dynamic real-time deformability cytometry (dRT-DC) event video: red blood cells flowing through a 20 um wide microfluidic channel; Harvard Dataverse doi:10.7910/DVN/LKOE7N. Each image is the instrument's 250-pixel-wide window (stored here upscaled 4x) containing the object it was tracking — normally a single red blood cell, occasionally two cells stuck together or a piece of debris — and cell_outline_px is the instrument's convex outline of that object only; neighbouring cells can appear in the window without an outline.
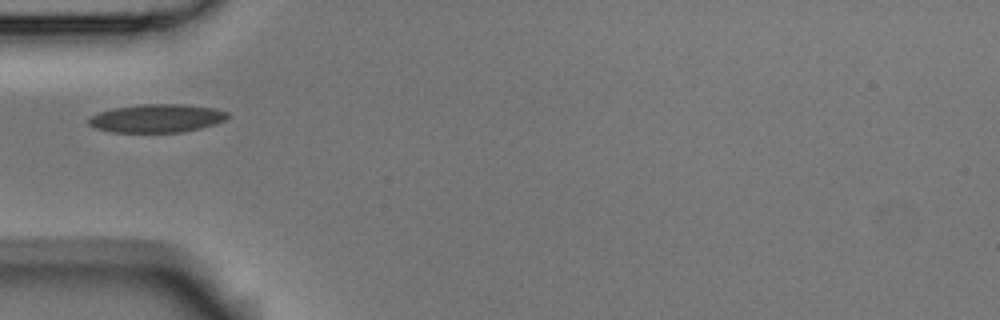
{"species": "Egyptian fruit bat (a non-hibernating species)", "species_latin": "Rousettus aegyptiacus", "temperature_condition": "room temperature", "stored_images_in_passage": 4, "camera_frame_rate_fps": 3000, "um_per_image_px": 0.085, "animal": {"sex": "male"}, "frame": {"image": 1, "passage_image": 1, "time_ms": 0.0, "image_size_px": [1000, 320], "cell_outline_px": [[228, 116], [224, 120], [216, 124], [200, 128], [180, 132], [112, 132], [96, 128], [88, 124], [88, 120], [92, 116], [100, 112], [116, 108], [140, 104], [184, 104], [216, 108], [228, 112]], "centroid_in_image_um": [13.36, 10.05], "position_along_channel_um": 71.6, "area_um2": 22.77}}
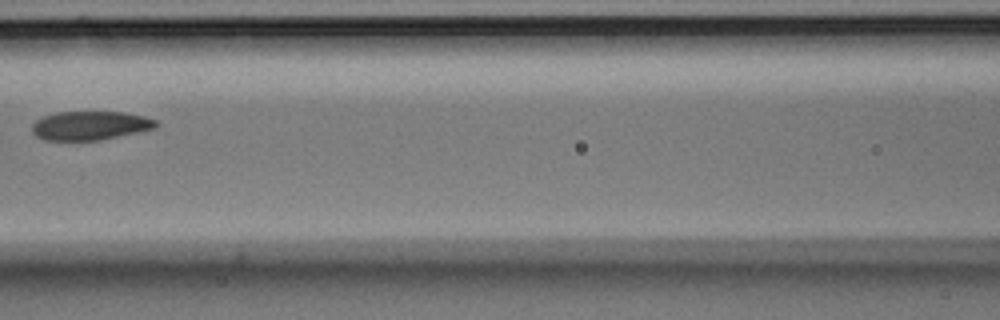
{"frame": {"image": 2, "passage_image": 3, "time_ms": 0.667, "image_size_px": [1000, 320], "cell_outline_px": [[160, 124], [156, 128], [100, 140], [44, 140], [36, 136], [32, 132], [32, 124], [36, 120], [44, 116], [56, 112], [124, 112], [144, 116], [156, 120]], "centroid_in_image_um": [7.67, 10.67], "position_along_channel_um": 158.9, "area_um2": 20.87}}
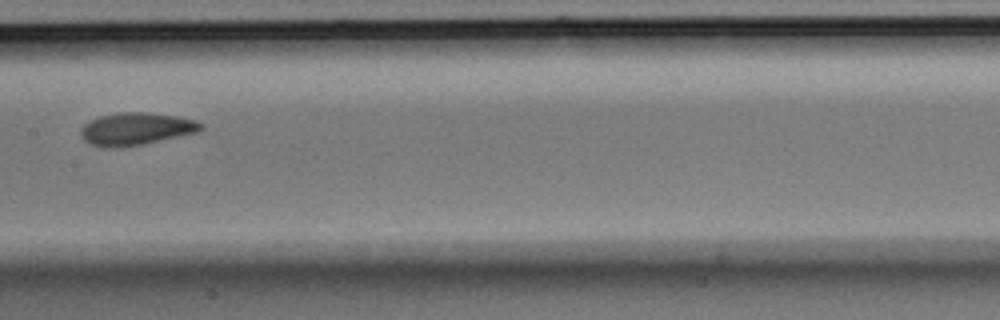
{"frame": {"image": 3, "passage_image": 4, "time_ms": 1.0, "image_size_px": [1000, 320], "cell_outline_px": [[204, 128], [196, 132], [140, 144], [116, 148], [108, 148], [92, 144], [84, 140], [80, 136], [80, 128], [84, 124], [100, 116], [120, 112], [144, 112], [180, 116], [196, 120], [204, 124]], "centroid_in_image_um": [11.56, 10.94], "position_along_channel_um": 195.8, "area_um2": 22.54}}